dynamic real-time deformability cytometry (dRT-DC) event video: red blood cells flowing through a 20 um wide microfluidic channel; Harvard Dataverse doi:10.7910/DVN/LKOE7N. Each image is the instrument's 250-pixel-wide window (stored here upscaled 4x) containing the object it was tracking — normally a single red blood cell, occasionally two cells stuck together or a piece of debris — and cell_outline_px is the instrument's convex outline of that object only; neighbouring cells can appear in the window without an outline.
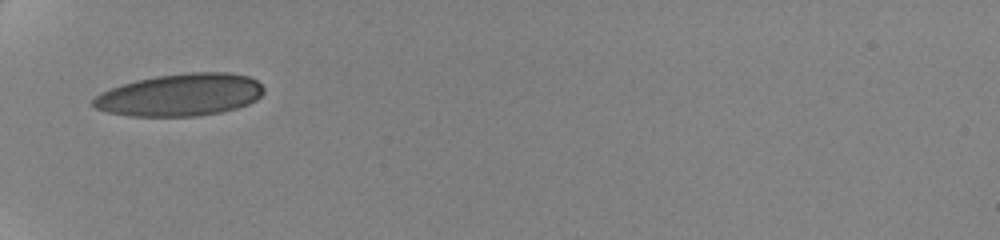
{"species": "human", "species_latin": "Homo sapiens", "temperature_condition": "cold", "stored_images_in_passage": 2, "camera_frame_rate_fps": 3000, "um_per_image_px": 0.085, "donor": {"sex": "female"}, "frame": {"image": 1, "passage_image": 1, "time_ms": 0.0, "image_size_px": [1000, 240], "cell_outline_px": [[264, 92], [256, 100], [248, 104], [236, 108], [220, 112], [196, 116], [128, 116], [108, 112], [96, 108], [88, 104], [100, 92], [120, 84], [136, 80], [156, 76], [188, 72], [232, 72], [248, 76], [256, 80], [264, 88]], "centroid_in_image_um": [15.29, 8.06], "position_along_channel_um": 69.7, "area_um2": 42.37}}